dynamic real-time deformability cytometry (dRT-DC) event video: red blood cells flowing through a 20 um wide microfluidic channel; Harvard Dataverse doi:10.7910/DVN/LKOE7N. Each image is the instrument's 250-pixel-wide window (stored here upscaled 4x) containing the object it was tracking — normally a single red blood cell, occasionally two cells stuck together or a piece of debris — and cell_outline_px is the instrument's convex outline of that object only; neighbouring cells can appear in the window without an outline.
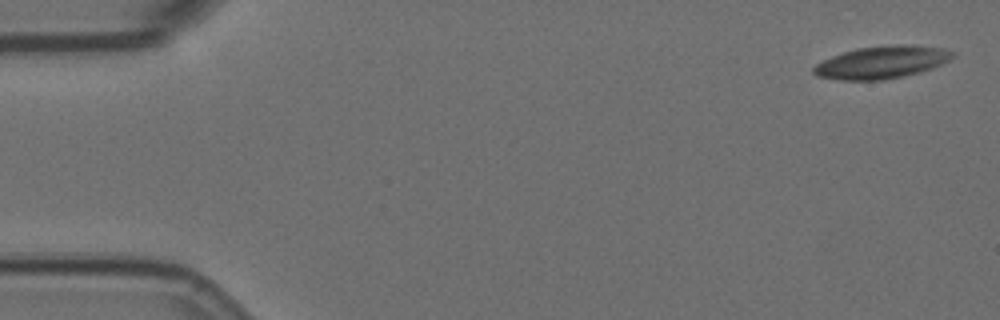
{"species": "Egyptian fruit bat (a non-hibernating species)", "species_latin": "Rousettus aegyptiacus", "temperature_condition": "room temperature", "stored_images_in_passage": 5, "camera_frame_rate_fps": 3000, "um_per_image_px": 0.085, "animal": {"sex": "female"}, "frame": {"image": 1, "passage_image": 1, "time_ms": 0.0, "image_size_px": [1000, 320], "cell_outline_px": [[956, 56], [932, 68], [920, 72], [904, 76], [884, 80], [840, 80], [816, 76], [812, 72], [812, 68], [816, 64], [832, 56], [856, 48], [896, 44], [904, 44], [944, 48], [956, 52]], "centroid_in_image_um": [74.96, 5.29], "position_along_channel_um": 10.0, "area_um2": 26.41}}